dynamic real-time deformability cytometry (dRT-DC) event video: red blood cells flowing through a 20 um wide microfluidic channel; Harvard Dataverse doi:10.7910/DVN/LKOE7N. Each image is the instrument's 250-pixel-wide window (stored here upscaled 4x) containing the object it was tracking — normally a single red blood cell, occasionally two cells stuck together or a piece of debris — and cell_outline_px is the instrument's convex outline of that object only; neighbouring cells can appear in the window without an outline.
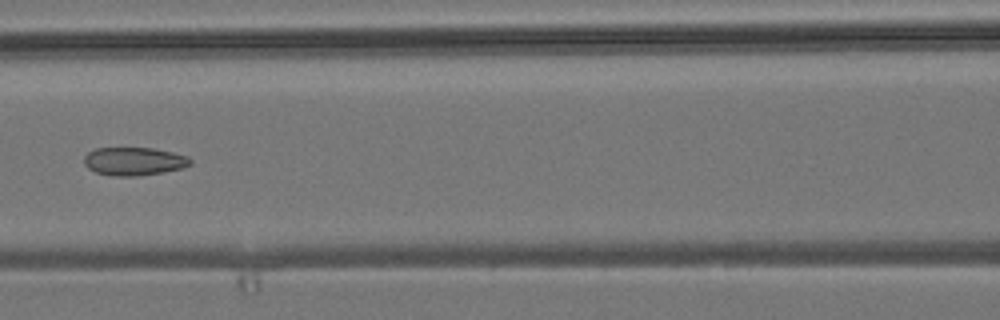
{"species": "common noctule bat (a hibernating species)", "species_latin": "Nyctalus noctula", "temperature_condition": "room temperature", "stored_images_in_passage": 4, "camera_frame_rate_fps": 3000, "um_per_image_px": 0.085, "animal": {"sex": "male", "body_mass_g": 19.2, "forearm_length_mm": 51.8}, "frame": {"image": 1, "passage_image": 4, "time_ms": 4.333, "image_size_px": [1000, 320], "cell_outline_px": [[192, 164], [180, 168], [160, 172], [136, 176], [112, 176], [96, 172], [88, 168], [84, 164], [84, 156], [88, 152], [96, 148], [152, 148], [172, 152], [188, 156], [192, 160]], "centroid_in_image_um": [11.37, 13.7], "position_along_channel_um": 155.2, "area_um2": 17.34}}